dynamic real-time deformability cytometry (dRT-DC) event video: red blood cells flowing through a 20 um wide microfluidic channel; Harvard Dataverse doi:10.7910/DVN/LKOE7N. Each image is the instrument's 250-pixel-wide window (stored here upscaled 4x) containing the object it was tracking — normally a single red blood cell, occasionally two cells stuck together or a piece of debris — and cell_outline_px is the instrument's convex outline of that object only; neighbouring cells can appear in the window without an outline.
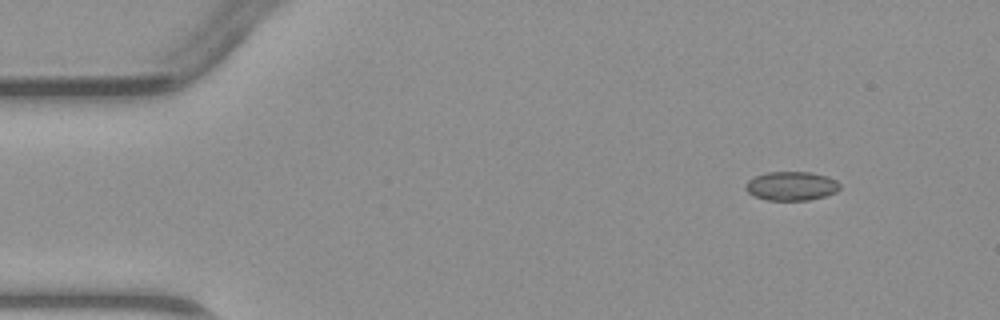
{"species": "common noctule bat (a hibernating species)", "species_latin": "Nyctalus noctula", "temperature_condition": "warm", "stored_images_in_passage": 3, "segment_of_instrument_passage": [2, 2], "camera_frame_rate_fps": 3000, "um_per_image_px": 0.085, "animal": {"sex": "male", "body_mass_g": 23.1, "forearm_length_mm": 52.7}, "frame": {"image": 1, "passage_image": 3, "time_ms": 4.0, "image_size_px": [1000, 320], "cell_outline_px": [[840, 188], [836, 192], [824, 196], [808, 200], [768, 200], [756, 196], [748, 192], [744, 188], [744, 184], [748, 180], [756, 176], [768, 172], [812, 172], [828, 176], [836, 180], [840, 184]], "centroid_in_image_um": [67.28, 15.8], "position_along_channel_um": 17.7, "area_um2": 15.9}}